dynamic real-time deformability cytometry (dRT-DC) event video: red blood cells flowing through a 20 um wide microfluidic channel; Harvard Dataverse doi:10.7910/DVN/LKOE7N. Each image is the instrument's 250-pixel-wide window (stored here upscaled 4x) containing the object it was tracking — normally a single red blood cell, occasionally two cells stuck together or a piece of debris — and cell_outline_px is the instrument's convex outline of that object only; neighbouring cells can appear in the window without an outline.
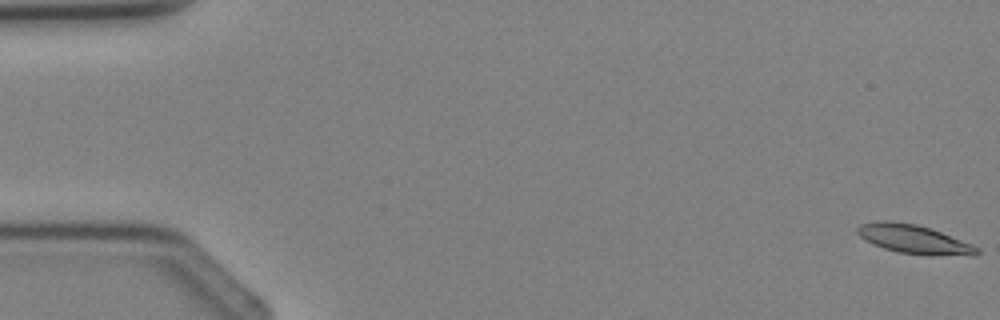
{"species": "Egyptian fruit bat (a non-hibernating species)", "species_latin": "Rousettus aegyptiacus", "temperature_condition": "cold", "stored_images_in_passage": 5, "camera_frame_rate_fps": 3000, "um_per_image_px": 0.085, "animal": {"sex": "female"}, "frame": {"image": 1, "passage_image": 1, "time_ms": 0.0, "image_size_px": [1000, 320], "cell_outline_px": [[980, 252], [976, 256], [932, 256], [896, 252], [872, 244], [864, 240], [856, 232], [856, 228], [860, 224], [880, 220], [888, 220], [916, 224], [940, 232], [972, 244], [980, 248]], "centroid_in_image_um": [77.7, 20.36], "position_along_channel_um": 7.3, "area_um2": 20.4}}
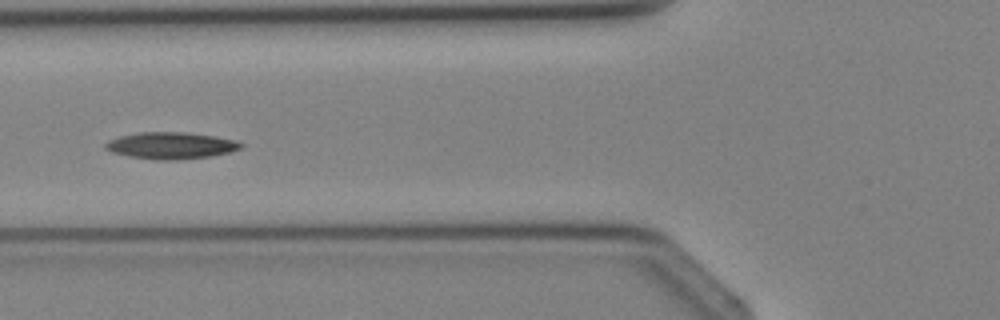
{"frame": {"image": 2, "passage_image": 5, "time_ms": 4.667, "image_size_px": [1000, 320], "cell_outline_px": [[244, 144], [240, 148], [228, 152], [212, 156], [176, 160], [156, 160], [128, 156], [112, 152], [104, 148], [104, 144], [108, 140], [120, 136], [140, 132], [188, 132], [216, 136], [236, 140]], "centroid_in_image_um": [14.52, 12.37], "position_along_channel_um": 111.3, "area_um2": 21.21}}